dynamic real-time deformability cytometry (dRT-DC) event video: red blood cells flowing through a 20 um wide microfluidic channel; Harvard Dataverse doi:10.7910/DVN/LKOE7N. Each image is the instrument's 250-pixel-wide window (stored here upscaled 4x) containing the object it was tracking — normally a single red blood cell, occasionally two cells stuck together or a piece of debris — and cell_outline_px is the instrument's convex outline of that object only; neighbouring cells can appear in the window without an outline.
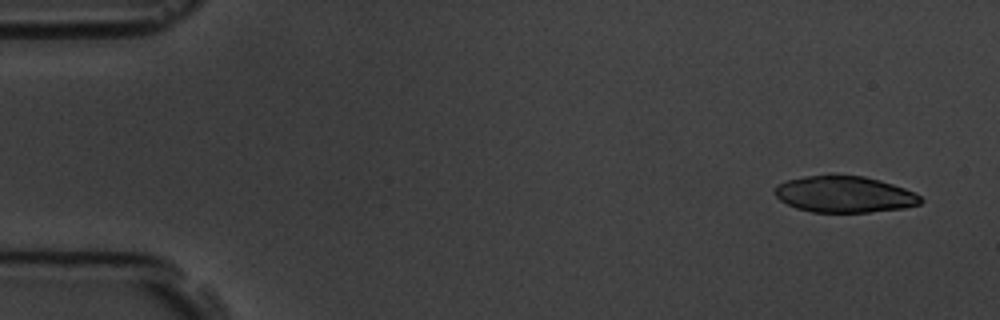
{"species": "common noctule bat (a hibernating species)", "species_latin": "Nyctalus noctula", "temperature_condition": "room temperature", "stored_images_in_passage": 5, "camera_frame_rate_fps": 3000, "um_per_image_px": 0.085, "animal": {"sex": "male", "body_mass_g": 19.5, "forearm_length_mm": 54.6}, "frame": {"image": 1, "passage_image": 1, "time_ms": 0.0, "image_size_px": [1000, 320], "cell_outline_px": [[924, 200], [920, 204], [904, 208], [868, 212], [812, 212], [796, 208], [780, 200], [772, 192], [776, 184], [788, 180], [804, 176], [864, 176], [880, 180], [916, 192]], "centroid_in_image_um": [71.77, 16.52], "position_along_channel_um": 13.2, "area_um2": 30.87}}